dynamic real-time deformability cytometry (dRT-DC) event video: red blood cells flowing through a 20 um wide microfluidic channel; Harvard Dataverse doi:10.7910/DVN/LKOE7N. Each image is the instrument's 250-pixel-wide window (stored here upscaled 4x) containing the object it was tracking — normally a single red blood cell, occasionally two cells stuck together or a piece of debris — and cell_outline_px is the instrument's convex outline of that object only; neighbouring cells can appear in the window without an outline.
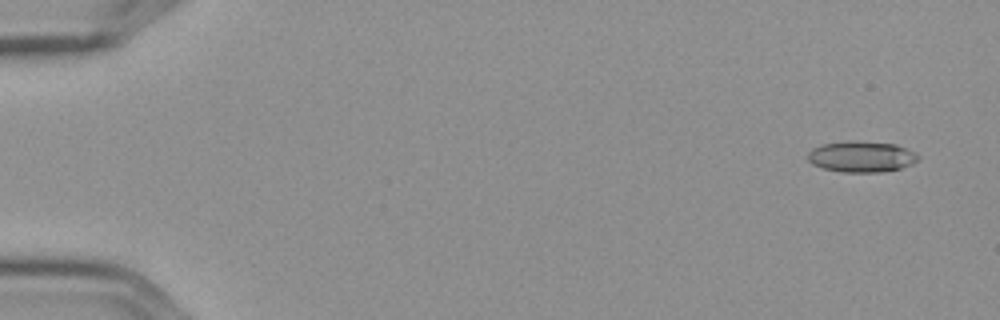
{"species": "Egyptian fruit bat (a non-hibernating species)", "species_latin": "Rousettus aegyptiacus", "temperature_condition": "cold", "stored_images_in_passage": 6, "camera_frame_rate_fps": 3000, "um_per_image_px": 0.085, "frame": {"image": 1, "passage_image": 1, "time_ms": 0.0, "image_size_px": [1000, 320], "cell_outline_px": [[920, 160], [912, 164], [900, 168], [880, 172], [840, 172], [820, 168], [812, 164], [808, 160], [808, 152], [812, 148], [820, 144], [896, 144], [916, 152], [920, 156]], "centroid_in_image_um": [73.24, 13.38], "position_along_channel_um": 11.8, "area_um2": 19.19}}
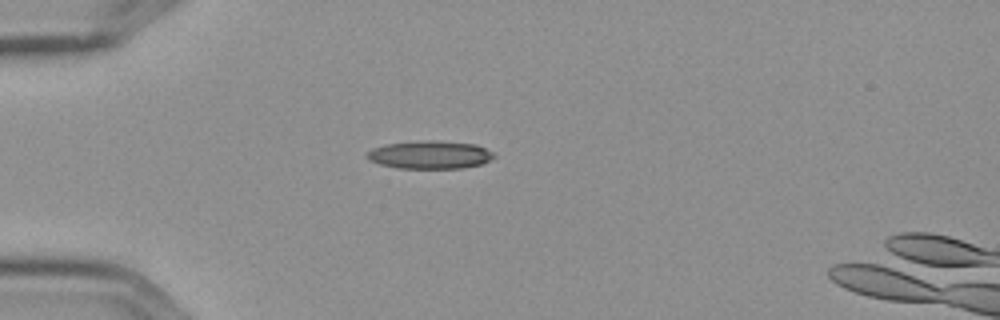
{"frame": {"image": 2, "passage_image": 4, "time_ms": 1.0, "image_size_px": [1000, 320], "cell_outline_px": [[496, 156], [484, 164], [464, 168], [396, 168], [380, 164], [368, 160], [364, 156], [372, 148], [384, 144], [428, 140], [432, 140], [476, 144], [492, 152]], "centroid_in_image_um": [36.53, 13.16], "position_along_channel_um": 48.5, "area_um2": 20.87}}
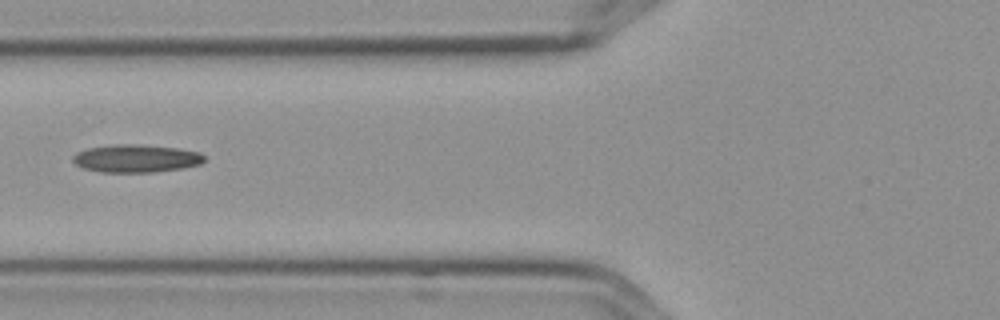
{"frame": {"image": 3, "passage_image": 6, "time_ms": 1.667, "image_size_px": [1000, 320], "cell_outline_px": [[204, 160], [200, 164], [184, 168], [156, 172], [100, 172], [84, 168], [76, 164], [72, 160], [72, 156], [76, 152], [88, 148], [116, 144], [136, 144], [180, 148], [200, 152], [204, 156]], "centroid_in_image_um": [11.58, 13.47], "position_along_channel_um": 114.2, "area_um2": 21.44}}